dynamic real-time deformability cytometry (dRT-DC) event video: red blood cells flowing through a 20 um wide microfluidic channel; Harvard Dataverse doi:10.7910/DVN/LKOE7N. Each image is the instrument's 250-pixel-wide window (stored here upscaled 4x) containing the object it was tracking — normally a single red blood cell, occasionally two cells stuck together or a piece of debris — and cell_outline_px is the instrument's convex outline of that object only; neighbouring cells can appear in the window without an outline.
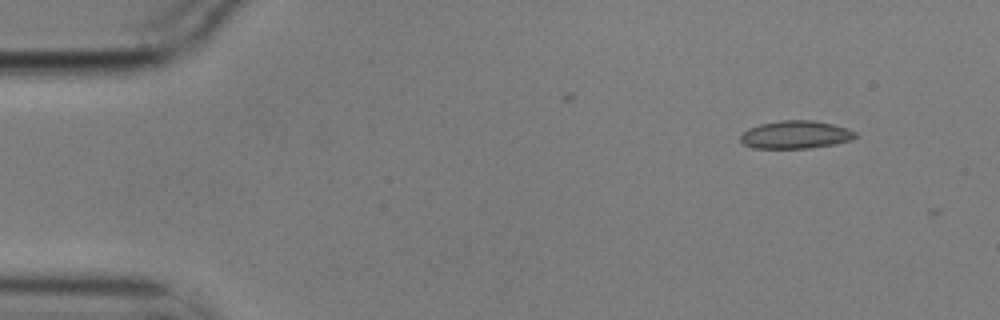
{"species": "common noctule bat (a hibernating species)", "species_latin": "Nyctalus noctula", "temperature_condition": "cold", "stored_images_in_passage": 4, "camera_frame_rate_fps": 3000, "um_per_image_px": 0.085, "animal": {"sex": "male", "body_mass_g": 17.9}, "frame": {"image": 1, "passage_image": 1, "time_ms": 0.0, "image_size_px": [1000, 320], "cell_outline_px": [[856, 136], [848, 140], [836, 144], [808, 148], [752, 148], [744, 144], [740, 140], [740, 136], [748, 128], [760, 124], [780, 120], [812, 120], [832, 124], [848, 128], [856, 132]], "centroid_in_image_um": [67.6, 11.44], "position_along_channel_um": 17.4, "area_um2": 18.61}}